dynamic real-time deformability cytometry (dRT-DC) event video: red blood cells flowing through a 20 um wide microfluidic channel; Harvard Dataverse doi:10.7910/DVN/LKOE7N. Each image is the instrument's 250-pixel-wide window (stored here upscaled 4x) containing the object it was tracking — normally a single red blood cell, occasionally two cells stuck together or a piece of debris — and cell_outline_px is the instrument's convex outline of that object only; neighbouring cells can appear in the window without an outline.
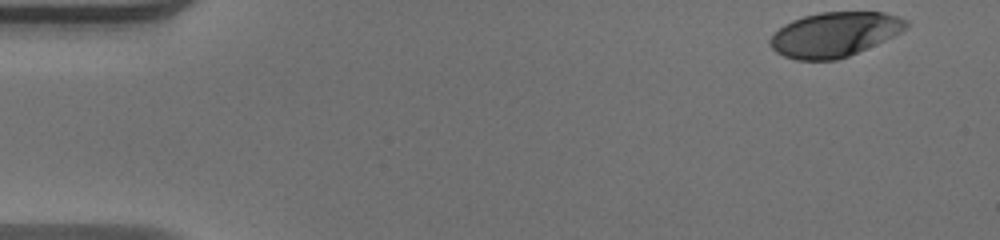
{"species": "human", "species_latin": "Homo sapiens", "temperature_condition": "warm", "stored_images_in_passage": 48, "camera_frame_rate_fps": 3000, "um_per_image_px": 0.085, "donor": {"sex": "male"}, "frame": {"image": 1, "passage_image": 1, "time_ms": 0.0, "image_size_px": [1000, 240], "cell_outline_px": [[908, 28], [884, 40], [848, 56], [836, 60], [796, 60], [784, 56], [776, 52], [768, 44], [768, 40], [784, 24], [792, 20], [804, 16], [820, 12], [884, 12], [908, 20]], "centroid_in_image_um": [70.91, 2.92], "position_along_channel_um": 14.1, "area_um2": 35.2}}
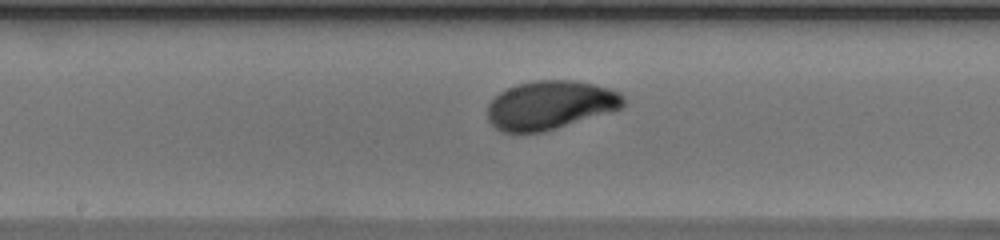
{"frame": {"image": 2, "passage_image": 24, "time_ms": 7.667, "image_size_px": [1000, 240], "cell_outline_px": [[628, 100], [620, 108], [608, 112], [544, 132], [504, 132], [496, 128], [488, 120], [488, 104], [500, 92], [516, 84], [536, 80], [572, 80], [592, 84], [608, 88], [620, 92]], "centroid_in_image_um": [46.77, 8.92], "position_along_channel_um": 201.4, "area_um2": 38.32}}
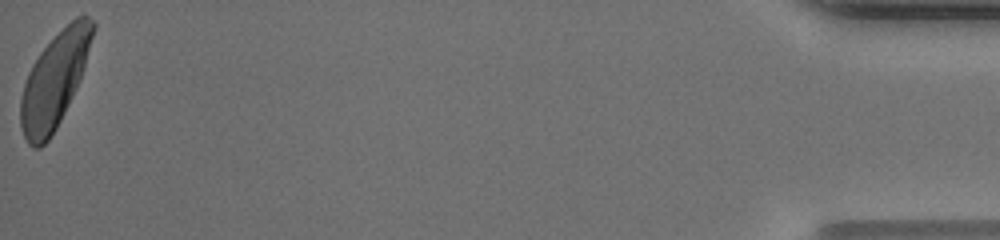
{"frame": {"image": 3, "passage_image": 48, "time_ms": 15.667, "image_size_px": [1000, 240], "cell_outline_px": [[96, 28], [80, 80], [56, 128], [48, 140], [40, 148], [32, 148], [28, 144], [24, 136], [20, 124], [20, 96], [28, 72], [32, 64], [40, 52], [76, 16], [88, 16], [96, 24]], "centroid_in_image_um": [4.63, 6.84], "position_along_channel_um": 430.6, "area_um2": 39.36}, "authors_computed_cell_mechanics": {"area_um2": 38.0613, "velocity_mm_per_s": 4.082, "shape_relaxation_time_tau1_ms": 3.0217, "shape_relaxation_time_tau2_ms": null, "deformation_change_tau1": 0.1748, "deformation_change_tau2": null}}